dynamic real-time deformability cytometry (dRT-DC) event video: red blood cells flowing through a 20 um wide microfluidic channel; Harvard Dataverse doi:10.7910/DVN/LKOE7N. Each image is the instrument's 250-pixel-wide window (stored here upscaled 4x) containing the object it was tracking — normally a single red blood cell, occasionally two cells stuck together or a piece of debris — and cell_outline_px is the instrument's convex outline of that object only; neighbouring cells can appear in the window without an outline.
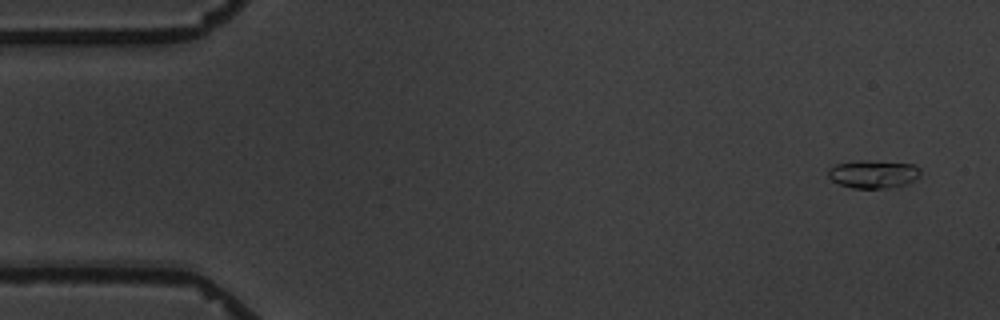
{"species": "common noctule bat (a hibernating species)", "species_latin": "Nyctalus noctula", "temperature_condition": "warm", "stored_images_in_passage": 5, "camera_frame_rate_fps": 3000, "um_per_image_px": 0.085, "animal": {"sex": "male", "body_mass_g": 19.5, "forearm_length_mm": 54.6}, "frame": {"image": 1, "passage_image": 1, "time_ms": 0.0, "image_size_px": [1000, 320], "cell_outline_px": [[920, 176], [908, 184], [888, 188], [852, 188], [840, 184], [832, 180], [828, 176], [828, 168], [836, 164], [856, 160], [868, 160], [912, 164], [920, 168]], "centroid_in_image_um": [74.23, 14.79], "position_along_channel_um": 10.8, "area_um2": 15.2}}
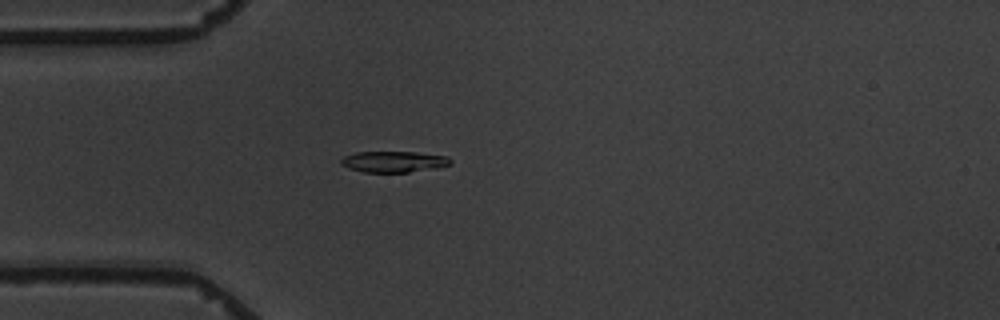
{"frame": {"image": 2, "passage_image": 5, "time_ms": 4.333, "image_size_px": [1000, 320], "cell_outline_px": [[452, 164], [440, 168], [408, 172], [364, 172], [348, 168], [340, 164], [340, 160], [344, 156], [356, 152], [416, 152], [448, 156], [452, 160]], "centroid_in_image_um": [33.51, 13.74], "position_along_channel_um": 51.5, "area_um2": 13.64}}